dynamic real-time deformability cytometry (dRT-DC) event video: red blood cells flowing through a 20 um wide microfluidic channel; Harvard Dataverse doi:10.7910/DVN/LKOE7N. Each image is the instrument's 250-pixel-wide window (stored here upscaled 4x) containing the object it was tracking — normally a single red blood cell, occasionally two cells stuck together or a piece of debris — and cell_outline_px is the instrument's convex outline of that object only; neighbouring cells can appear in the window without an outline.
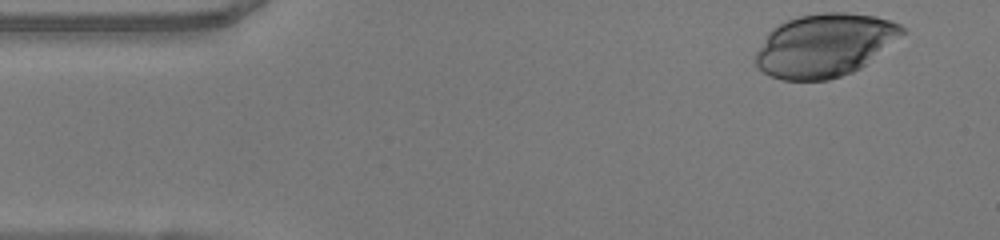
{"species": "human", "species_latin": "Homo sapiens", "temperature_condition": "warm", "stored_images_in_passage": 47, "camera_frame_rate_fps": 3000, "um_per_image_px": 0.085, "donor": {"sex": "female"}, "frame": {"image": 1, "passage_image": 1, "time_ms": 0.0, "image_size_px": [1000, 240], "cell_outline_px": [[908, 32], [860, 68], [852, 72], [828, 80], [784, 80], [772, 76], [764, 72], [756, 64], [756, 52], [768, 32], [780, 24], [788, 20], [800, 16], [824, 12], [848, 12], [876, 16], [900, 24]], "centroid_in_image_um": [70.13, 3.84], "position_along_channel_um": 14.9, "area_um2": 53.64}}
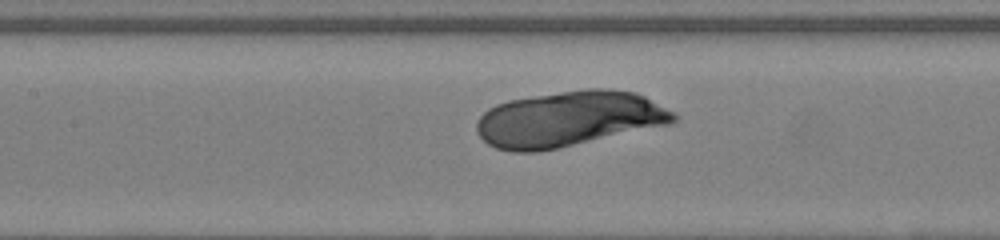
{"frame": {"image": 2, "passage_image": 19, "time_ms": 6.0, "image_size_px": [1000, 240], "cell_outline_px": [[676, 120], [668, 124], [556, 148], [536, 152], [512, 152], [496, 148], [488, 144], [476, 132], [476, 124], [480, 116], [488, 108], [496, 104], [508, 100], [560, 92], [588, 88], [608, 88], [636, 92], [676, 112]], "centroid_in_image_um": [48.33, 10.1], "position_along_channel_um": 159.1, "area_um2": 63.29}}
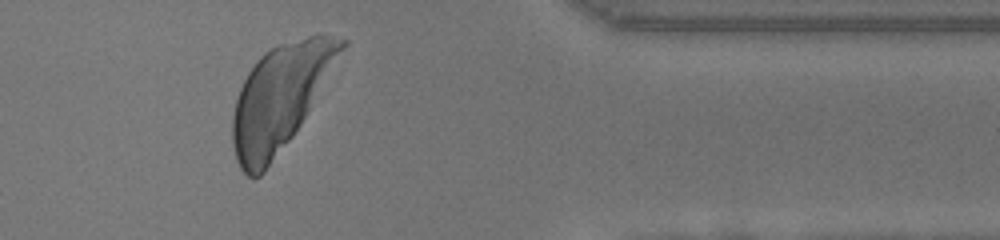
{"frame": {"image": 3, "passage_image": 38, "time_ms": 12.333, "image_size_px": [1000, 240], "cell_outline_px": [[348, 44], [300, 124], [292, 136], [264, 172], [260, 176], [252, 180], [240, 168], [236, 160], [232, 144], [232, 116], [236, 100], [240, 88], [248, 72], [256, 60], [264, 52], [276, 44], [308, 36], [324, 36], [348, 40]], "centroid_in_image_um": [23.77, 8.31], "position_along_channel_um": 387.6, "area_um2": 65.66}}